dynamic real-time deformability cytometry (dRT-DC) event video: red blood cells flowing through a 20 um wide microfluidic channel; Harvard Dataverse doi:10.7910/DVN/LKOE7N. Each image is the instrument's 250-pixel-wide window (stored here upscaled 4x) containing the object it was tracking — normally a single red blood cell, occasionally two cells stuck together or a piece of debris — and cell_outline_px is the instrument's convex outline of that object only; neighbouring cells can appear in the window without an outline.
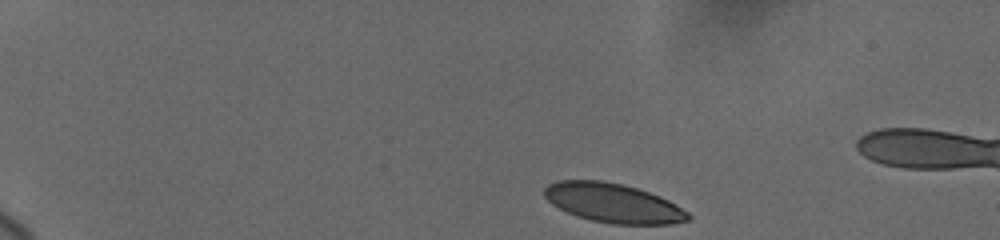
{"species": "human", "species_latin": "Homo sapiens", "temperature_condition": "cold", "stored_images_in_passage": 27, "camera_frame_rate_fps": 3000, "um_per_image_px": 0.085, "donor": {"sex": "female"}, "frame": {"image": 1, "passage_image": 1, "time_ms": 0.0, "image_size_px": [1000, 240], "cell_outline_px": [[692, 220], [672, 224], [612, 224], [592, 220], [576, 216], [552, 204], [544, 196], [544, 188], [548, 184], [556, 180], [604, 180], [636, 188], [660, 196], [668, 200], [688, 212], [692, 216]], "centroid_in_image_um": [52.13, 17.26], "position_along_channel_um": 32.9, "area_um2": 32.89}}
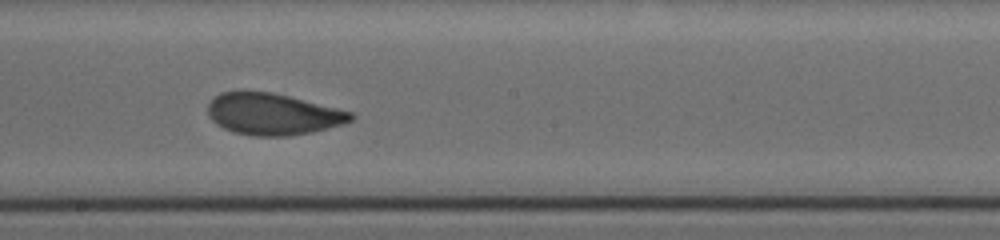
{"frame": {"image": 2, "passage_image": 14, "time_ms": 8.0, "image_size_px": [1000, 240], "cell_outline_px": [[356, 116], [352, 120], [344, 124], [312, 132], [288, 136], [252, 136], [232, 132], [216, 124], [208, 116], [208, 104], [220, 92], [272, 92], [352, 112]], "centroid_in_image_um": [23.19, 9.72], "position_along_channel_um": 225.0, "area_um2": 34.45}}
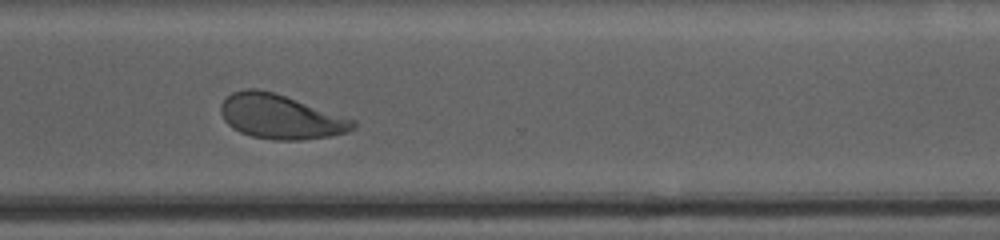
{"frame": {"image": 3, "passage_image": 26, "time_ms": 11.333, "image_size_px": [1000, 240], "cell_outline_px": [[356, 128], [348, 132], [328, 136], [300, 140], [272, 140], [252, 136], [240, 132], [232, 128], [224, 120], [220, 112], [220, 104], [232, 92], [244, 88], [256, 88], [272, 92], [356, 120]], "centroid_in_image_um": [23.82, 9.93], "position_along_channel_um": 346.8, "area_um2": 34.04}}